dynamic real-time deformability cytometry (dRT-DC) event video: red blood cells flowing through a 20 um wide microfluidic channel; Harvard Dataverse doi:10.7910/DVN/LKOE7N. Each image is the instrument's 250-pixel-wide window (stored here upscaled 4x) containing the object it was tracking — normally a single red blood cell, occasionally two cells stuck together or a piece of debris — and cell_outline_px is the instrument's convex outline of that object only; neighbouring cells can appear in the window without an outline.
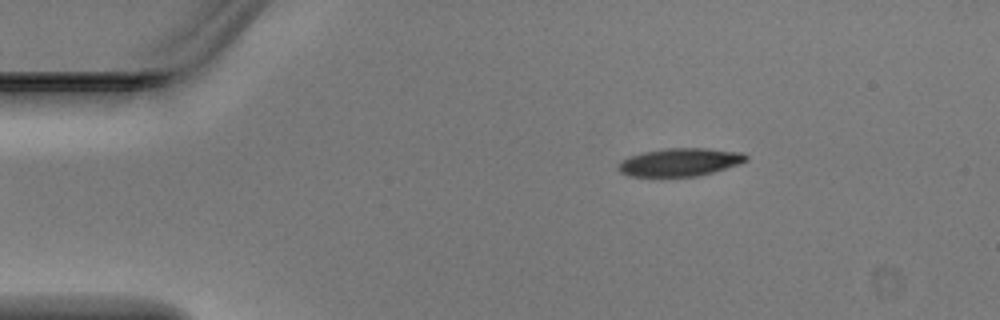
{"species": "Egyptian fruit bat (a non-hibernating species)", "species_latin": "Rousettus aegyptiacus", "temperature_condition": "warm", "stored_images_in_passage": 3, "camera_frame_rate_fps": 3000, "um_per_image_px": 0.085, "animal": {"sex": "male"}, "frame": {"image": 1, "passage_image": 3, "time_ms": 0.667, "image_size_px": [1000, 320], "cell_outline_px": [[748, 160], [740, 164], [712, 172], [696, 176], [628, 176], [620, 172], [616, 168], [620, 160], [628, 156], [644, 152], [668, 148], [704, 148], [740, 152], [748, 156]], "centroid_in_image_um": [57.76, 13.78], "position_along_channel_um": 27.2, "area_um2": 20.81}}